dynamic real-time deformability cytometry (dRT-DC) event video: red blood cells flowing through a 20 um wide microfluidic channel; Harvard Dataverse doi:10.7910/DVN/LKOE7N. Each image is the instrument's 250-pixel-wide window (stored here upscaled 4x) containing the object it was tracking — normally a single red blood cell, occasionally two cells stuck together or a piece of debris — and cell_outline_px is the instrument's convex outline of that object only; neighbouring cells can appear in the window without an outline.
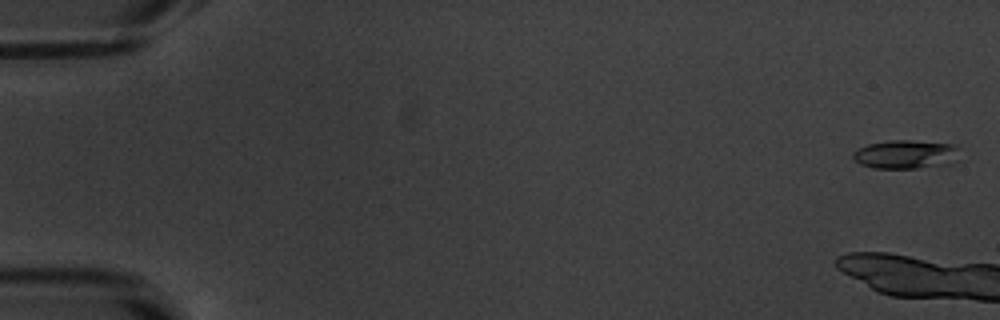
{"species": "common noctule bat (a hibernating species)", "species_latin": "Nyctalus noctula", "temperature_condition": "warm", "stored_images_in_passage": 6, "camera_frame_rate_fps": 3000, "um_per_image_px": 0.085, "animal": {"sex": "male", "body_mass_g": 20.1, "forearm_length_mm": 53.5}, "frame": {"image": 1, "passage_image": 2, "time_ms": 0.333, "image_size_px": [1000, 320], "cell_outline_px": [[960, 160], [952, 164], [916, 168], [876, 168], [860, 164], [852, 156], [852, 152], [868, 144], [892, 140], [912, 140], [956, 144], [960, 148]], "centroid_in_image_um": [77.1, 13.12], "position_along_channel_um": 7.9, "area_um2": 18.21}}